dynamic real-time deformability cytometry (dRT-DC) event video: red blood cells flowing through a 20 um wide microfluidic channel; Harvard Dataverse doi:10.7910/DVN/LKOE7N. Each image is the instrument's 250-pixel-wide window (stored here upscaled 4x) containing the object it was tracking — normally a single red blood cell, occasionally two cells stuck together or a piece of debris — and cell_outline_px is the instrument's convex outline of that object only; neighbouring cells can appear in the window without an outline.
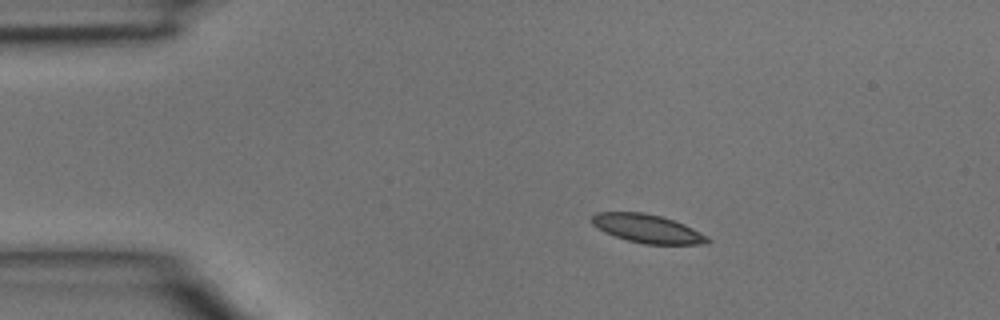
{"species": "common noctule bat (a hibernating species)", "species_latin": "Nyctalus noctula", "temperature_condition": "room temperature", "stored_images_in_passage": 2, "camera_frame_rate_fps": 3000, "um_per_image_px": 0.085, "animal": {"sex": "male", "body_mass_g": 15.6}, "frame": {"image": 1, "passage_image": 1, "time_ms": 0.0, "image_size_px": [1000, 320], "cell_outline_px": [[712, 240], [708, 244], [644, 244], [628, 240], [604, 232], [596, 228], [592, 224], [592, 216], [596, 212], [644, 212], [660, 216], [684, 224], [708, 236]], "centroid_in_image_um": [55.04, 19.43], "position_along_channel_um": 30.0, "area_um2": 19.19}}